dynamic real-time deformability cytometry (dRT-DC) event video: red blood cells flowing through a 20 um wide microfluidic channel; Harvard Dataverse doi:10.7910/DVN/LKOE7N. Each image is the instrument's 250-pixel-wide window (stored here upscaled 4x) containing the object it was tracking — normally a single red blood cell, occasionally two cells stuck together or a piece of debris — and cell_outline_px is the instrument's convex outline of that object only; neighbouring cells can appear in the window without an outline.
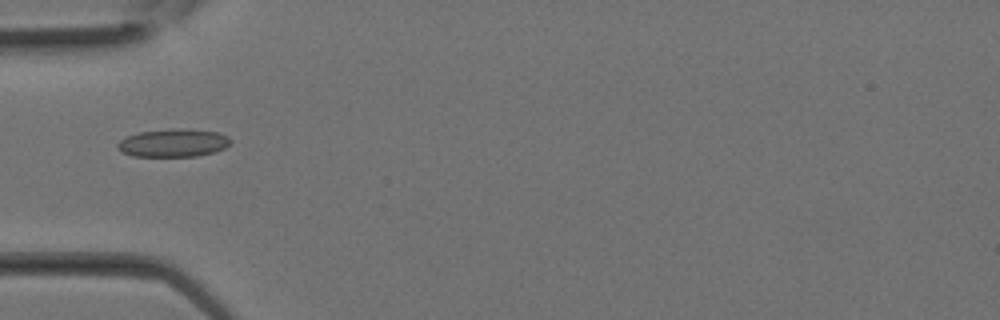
{"species": "Egyptian fruit bat (a non-hibernating species)", "species_latin": "Rousettus aegyptiacus", "temperature_condition": "room temperature", "stored_images_in_passage": 7, "camera_frame_rate_fps": 3000, "um_per_image_px": 0.085, "animal": {"sex": "female"}, "frame": {"image": 1, "passage_image": 4, "time_ms": 1.0, "image_size_px": [1000, 320], "cell_outline_px": [[232, 140], [224, 148], [212, 152], [196, 156], [132, 156], [120, 152], [116, 148], [116, 144], [120, 140], [128, 136], [140, 132], [216, 132], [228, 136]], "centroid_in_image_um": [14.65, 12.22], "position_along_channel_um": 70.3, "area_um2": 17.17}}
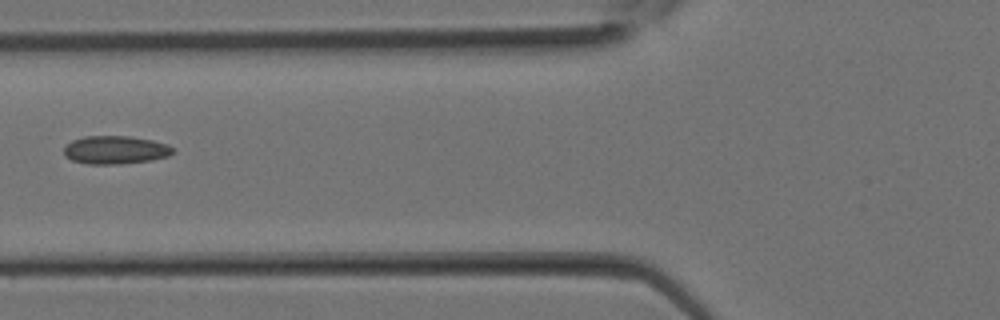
{"frame": {"image": 2, "passage_image": 6, "time_ms": 1.667, "image_size_px": [1000, 320], "cell_outline_px": [[176, 152], [168, 156], [152, 160], [120, 164], [88, 164], [72, 160], [64, 156], [64, 144], [72, 140], [84, 136], [128, 136], [152, 140], [168, 144]], "centroid_in_image_um": [9.79, 12.74], "position_along_channel_um": 116.0, "area_um2": 18.09}}